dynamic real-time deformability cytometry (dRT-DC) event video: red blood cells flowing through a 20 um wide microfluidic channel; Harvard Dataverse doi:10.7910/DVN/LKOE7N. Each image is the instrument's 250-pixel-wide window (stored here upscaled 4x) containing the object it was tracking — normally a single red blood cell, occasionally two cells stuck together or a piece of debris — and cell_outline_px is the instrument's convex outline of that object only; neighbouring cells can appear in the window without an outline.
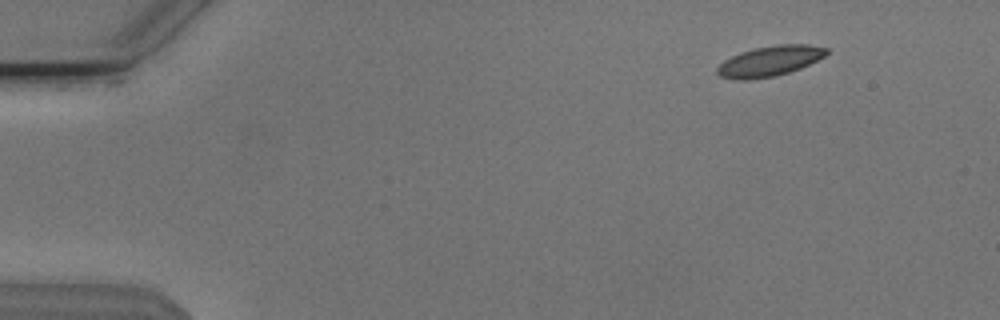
{"species": "Egyptian fruit bat (a non-hibernating species)", "species_latin": "Rousettus aegyptiacus", "temperature_condition": "cold", "stored_images_in_passage": 50, "camera_frame_rate_fps": 3000, "um_per_image_px": 0.085, "animal": {"sex": "male"}, "frame": {"image": 1, "passage_image": 1, "time_ms": 0.0, "image_size_px": [1000, 320], "cell_outline_px": [[828, 52], [824, 56], [800, 68], [776, 76], [748, 80], [736, 80], [720, 76], [716, 72], [716, 68], [724, 60], [740, 52], [756, 48], [776, 44], [808, 44], [828, 48]], "centroid_in_image_um": [65.4, 5.19], "position_along_channel_um": 19.6, "area_um2": 19.25}}
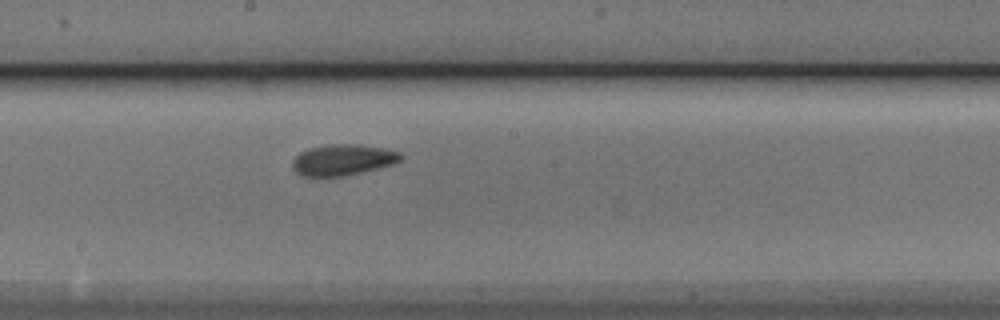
{"frame": {"image": 2, "passage_image": 25, "time_ms": 8.0, "image_size_px": [1000, 320], "cell_outline_px": [[404, 156], [400, 160], [392, 164], [344, 176], [300, 176], [292, 168], [292, 160], [300, 152], [308, 148], [332, 144], [360, 144], [388, 148], [400, 152]], "centroid_in_image_um": [29.14, 13.57], "position_along_channel_um": 219.1, "area_um2": 19.65}}
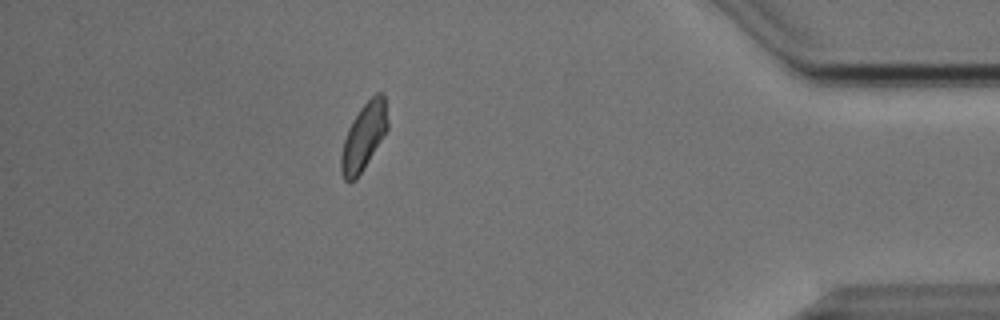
{"frame": {"image": 3, "passage_image": 43, "time_ms": 14.0, "image_size_px": [1000, 320], "cell_outline_px": [[388, 128], [356, 180], [344, 180], [340, 172], [340, 156], [344, 140], [348, 128], [352, 120], [360, 108], [376, 92], [380, 92], [384, 96], [388, 120]], "centroid_in_image_um": [30.9, 11.61], "position_along_channel_um": 404.3, "area_um2": 17.92}, "authors_computed_cell_mechanics": {"area_um2": 18.9295, "velocity_mm_per_s": 3.7965, "shape_relaxation_time_tau1_ms": 2.6259, "shape_relaxation_time_tau2_ms": 2.4658, "deformation_change_tau1": 0.1017, "deformation_change_tau2": 0.064}}